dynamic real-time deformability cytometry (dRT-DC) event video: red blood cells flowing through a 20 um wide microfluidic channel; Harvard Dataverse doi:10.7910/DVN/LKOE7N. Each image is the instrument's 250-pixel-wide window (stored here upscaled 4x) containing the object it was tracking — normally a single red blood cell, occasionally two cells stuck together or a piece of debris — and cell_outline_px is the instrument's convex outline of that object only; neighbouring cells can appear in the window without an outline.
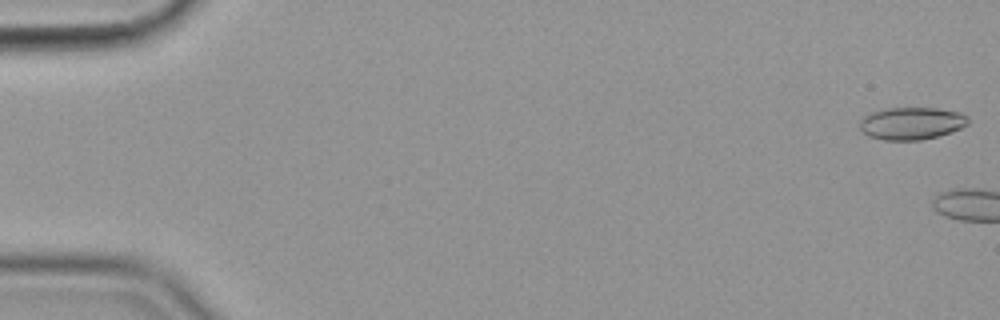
{"species": "common noctule bat (a hibernating species)", "species_latin": "Nyctalus noctula", "temperature_condition": "cold", "stored_images_in_passage": 4, "camera_frame_rate_fps": 3000, "um_per_image_px": 0.085, "animal": {"sex": "female", "body_mass_g": 19.9}, "frame": {"image": 1, "passage_image": 1, "time_ms": 0.0, "image_size_px": [1000, 320], "cell_outline_px": [[968, 124], [952, 132], [920, 140], [884, 140], [868, 136], [860, 128], [860, 116], [884, 108], [936, 108], [960, 112], [968, 116]], "centroid_in_image_um": [77.46, 10.47], "position_along_channel_um": 7.5, "area_um2": 20.58}}